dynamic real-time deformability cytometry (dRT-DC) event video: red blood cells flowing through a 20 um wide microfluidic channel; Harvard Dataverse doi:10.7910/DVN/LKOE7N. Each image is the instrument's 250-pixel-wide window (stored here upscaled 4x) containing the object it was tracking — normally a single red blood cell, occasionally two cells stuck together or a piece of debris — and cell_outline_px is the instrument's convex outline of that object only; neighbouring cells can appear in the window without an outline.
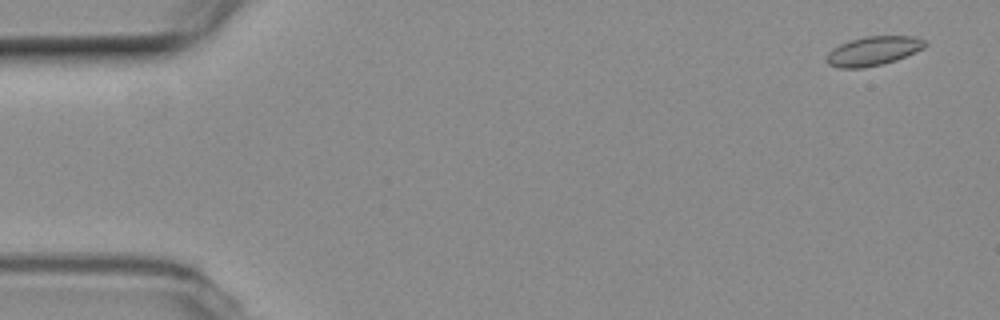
{"species": "common noctule bat (a hibernating species)", "species_latin": "Nyctalus noctula", "temperature_condition": "room temperature", "stored_images_in_passage": 55, "camera_frame_rate_fps": 3000, "um_per_image_px": 0.085, "animal": {"sex": "female", "body_mass_g": 19.3, "forearm_length_mm": 54.1}, "frame": {"image": 1, "passage_image": 3, "time_ms": 0.667, "image_size_px": [1000, 320], "cell_outline_px": [[928, 44], [924, 48], [916, 52], [896, 60], [864, 68], [840, 68], [828, 64], [828, 52], [832, 48], [840, 44], [864, 36], [912, 36], [924, 40]], "centroid_in_image_um": [74.25, 4.33], "position_along_channel_um": 10.8, "area_um2": 16.59}}
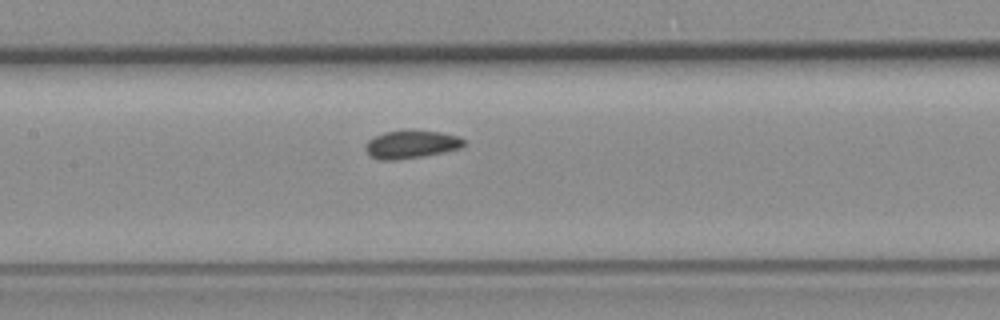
{"frame": {"image": 2, "passage_image": 26, "time_ms": 8.333, "image_size_px": [1000, 320], "cell_outline_px": [[464, 144], [460, 148], [444, 152], [424, 156], [396, 160], [380, 160], [372, 156], [364, 148], [368, 140], [384, 132], [440, 132], [460, 136], [464, 140]], "centroid_in_image_um": [34.97, 12.3], "position_along_channel_um": 172.4, "area_um2": 15.55}}
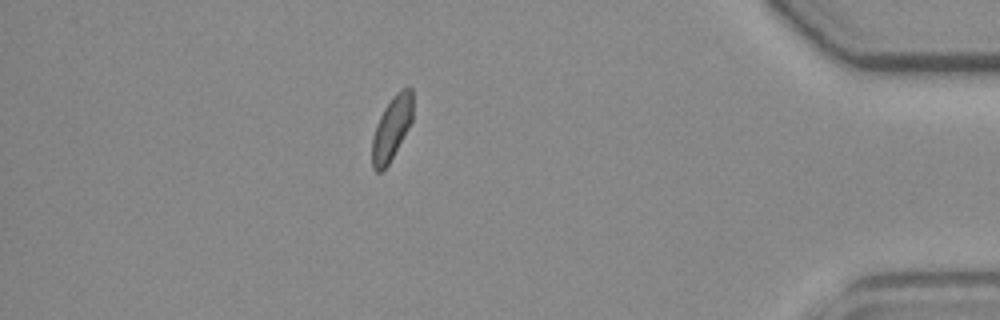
{"frame": {"image": 3, "passage_image": 48, "time_ms": 15.667, "image_size_px": [1000, 320], "cell_outline_px": [[412, 120], [408, 128], [388, 164], [380, 172], [376, 172], [372, 168], [372, 136], [376, 124], [384, 108], [392, 96], [400, 88], [412, 88]], "centroid_in_image_um": [33.27, 10.88], "position_along_channel_um": 401.9, "area_um2": 14.97}, "authors_computed_cell_mechanics": {"area_um2": 16.0106, "velocity_mm_per_s": 3.7695, "shape_relaxation_time_tau1_ms": null, "shape_relaxation_time_tau2_ms": 3.4883, "deformation_change_tau1": null, "deformation_change_tau2": 0.0798}}